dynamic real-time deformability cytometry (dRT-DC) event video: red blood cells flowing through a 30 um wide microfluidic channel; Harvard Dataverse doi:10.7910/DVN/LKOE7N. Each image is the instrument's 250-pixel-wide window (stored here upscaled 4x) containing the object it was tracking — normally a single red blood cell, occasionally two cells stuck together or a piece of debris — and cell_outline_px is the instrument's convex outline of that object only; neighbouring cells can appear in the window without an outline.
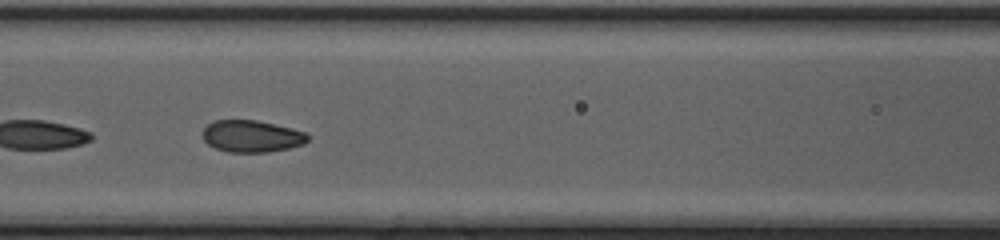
{"species": "common noctule bat (a hibernating species)", "species_latin": "Nyctalus noctula", "temperature_condition": "cold", "stored_images_in_passage": 12, "camera_frame_rate_fps": 3000, "um_per_image_px": 0.085, "animal": {"sex": "female", "body_mass_g": 20.0, "forearm_length_mm": 54.0}, "frame": {"image": 1, "passage_image": 9, "time_ms": 2.667, "image_size_px": [1000, 240], "cell_outline_px": [[308, 140], [304, 144], [288, 148], [268, 152], [228, 152], [216, 148], [208, 144], [200, 136], [204, 128], [208, 124], [216, 120], [256, 120], [292, 128], [304, 132], [308, 136]], "centroid_in_image_um": [21.36, 11.58], "position_along_channel_um": 145.2, "area_um2": 19.54}}